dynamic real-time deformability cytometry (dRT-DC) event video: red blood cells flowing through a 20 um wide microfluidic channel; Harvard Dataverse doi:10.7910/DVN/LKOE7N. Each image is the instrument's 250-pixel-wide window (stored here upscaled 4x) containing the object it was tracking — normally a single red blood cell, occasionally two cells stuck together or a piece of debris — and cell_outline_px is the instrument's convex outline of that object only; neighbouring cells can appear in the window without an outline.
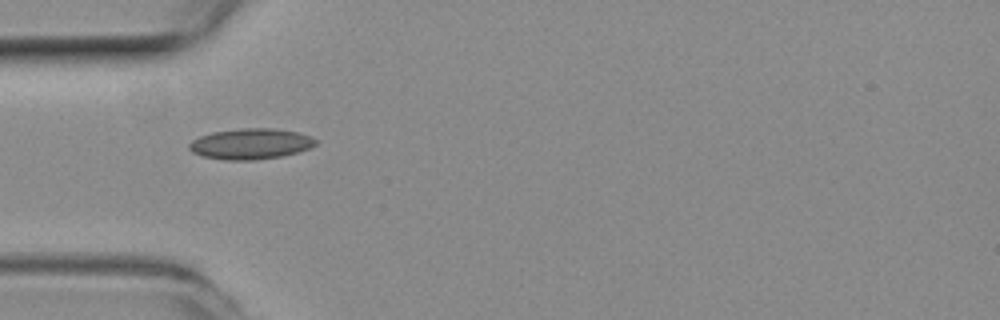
{"species": "common noctule bat (a hibernating species)", "species_latin": "Nyctalus noctula", "temperature_condition": "room temperature", "stored_images_in_passage": 4, "camera_frame_rate_fps": 3000, "um_per_image_px": 0.085, "animal": {"sex": "female", "body_mass_g": 19.3, "forearm_length_mm": 54.1}, "frame": {"image": 1, "passage_image": 1, "time_ms": 0.0, "image_size_px": [1000, 320], "cell_outline_px": [[316, 144], [312, 148], [300, 152], [280, 156], [256, 160], [224, 160], [200, 156], [192, 152], [188, 148], [188, 144], [192, 140], [200, 136], [212, 132], [240, 128], [272, 128], [300, 132], [312, 136], [316, 140]], "centroid_in_image_um": [21.32, 12.23], "position_along_channel_um": 63.7, "area_um2": 23.0}}